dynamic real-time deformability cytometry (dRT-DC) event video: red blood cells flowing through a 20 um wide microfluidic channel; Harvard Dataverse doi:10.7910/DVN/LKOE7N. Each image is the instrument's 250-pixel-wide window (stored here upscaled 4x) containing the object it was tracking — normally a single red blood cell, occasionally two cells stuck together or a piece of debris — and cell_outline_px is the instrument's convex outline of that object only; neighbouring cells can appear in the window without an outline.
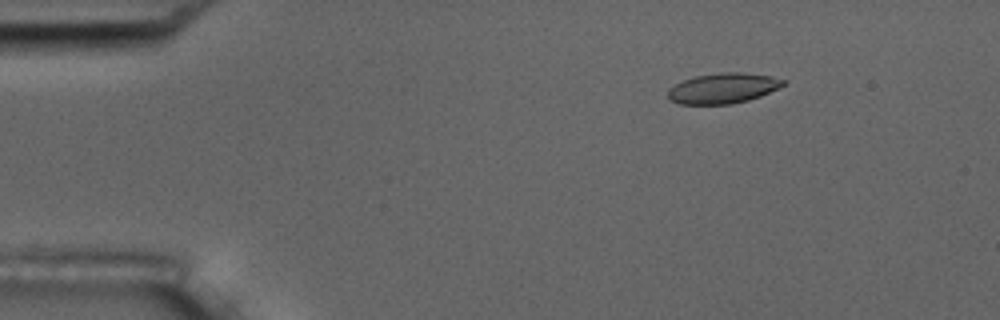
{"species": "common noctule bat (a hibernating species)", "species_latin": "Nyctalus noctula", "temperature_condition": "room temperature", "stored_images_in_passage": 5, "camera_frame_rate_fps": 3000, "um_per_image_px": 0.085, "animal": {"sex": "male", "body_mass_g": 17.5, "forearm_length_mm": 52.3}, "frame": {"image": 1, "passage_image": 2, "time_ms": 1.333, "image_size_px": [1000, 320], "cell_outline_px": [[784, 84], [760, 96], [748, 100], [732, 104], [680, 104], [668, 100], [668, 88], [684, 80], [696, 76], [724, 72], [740, 72], [772, 76], [784, 80]], "centroid_in_image_um": [61.41, 7.51], "position_along_channel_um": 23.6, "area_um2": 20.17}}
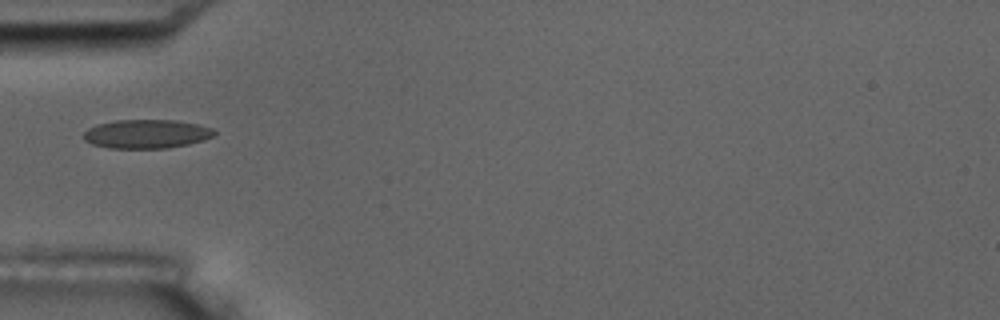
{"frame": {"image": 2, "passage_image": 5, "time_ms": 4.667, "image_size_px": [1000, 320], "cell_outline_px": [[216, 132], [212, 136], [204, 140], [188, 144], [168, 148], [108, 148], [92, 144], [84, 140], [84, 132], [88, 128], [96, 124], [116, 120], [176, 120], [196, 124], [212, 128]], "centroid_in_image_um": [12.43, 11.38], "position_along_channel_um": 72.6, "area_um2": 21.96}}